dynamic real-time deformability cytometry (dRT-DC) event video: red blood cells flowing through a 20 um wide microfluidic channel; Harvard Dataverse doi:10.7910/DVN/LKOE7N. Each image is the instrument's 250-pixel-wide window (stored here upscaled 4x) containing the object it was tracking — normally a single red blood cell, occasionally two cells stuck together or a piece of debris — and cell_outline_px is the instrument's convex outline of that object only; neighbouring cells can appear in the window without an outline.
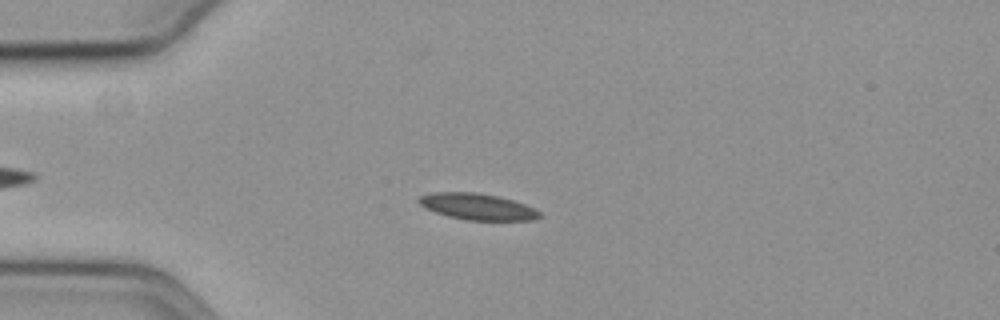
{"species": "common noctule bat (a hibernating species)", "species_latin": "Nyctalus noctula", "temperature_condition": "cold", "stored_images_in_passage": 54, "camera_frame_rate_fps": 3000, "um_per_image_px": 0.085, "animal": {"sex": "female", "body_mass_g": 19.3, "forearm_length_mm": 54.1}, "frame": {"image": 1, "passage_image": 11, "time_ms": 3.333, "image_size_px": [1000, 320], "cell_outline_px": [[540, 216], [532, 220], [468, 220], [448, 216], [424, 208], [416, 200], [420, 196], [432, 192], [476, 192], [496, 196], [512, 200], [524, 204], [540, 212]], "centroid_in_image_um": [40.52, 17.56], "position_along_channel_um": 44.5, "area_um2": 18.32}}
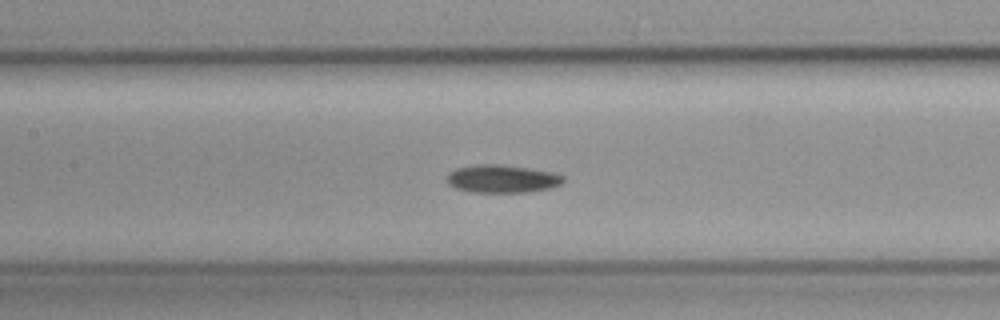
{"frame": {"image": 2, "passage_image": 23, "time_ms": 7.333, "image_size_px": [1000, 320], "cell_outline_px": [[564, 180], [560, 184], [552, 188], [528, 192], [468, 192], [456, 188], [448, 184], [448, 172], [456, 168], [480, 164], [500, 164], [528, 168], [552, 172], [564, 176]], "centroid_in_image_um": [42.68, 15.2], "position_along_channel_um": 164.7, "area_um2": 18.96}}
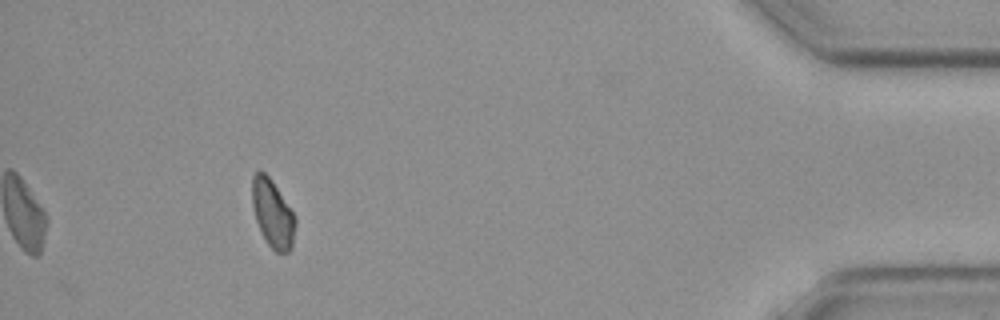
{"frame": {"image": 3, "passage_image": 49, "time_ms": 16.0, "image_size_px": [1000, 320], "cell_outline_px": [[296, 224], [292, 248], [288, 252], [276, 252], [268, 244], [256, 220], [252, 204], [252, 176], [256, 172], [264, 172], [268, 176], [296, 216]], "centroid_in_image_um": [23.19, 18.17], "position_along_channel_um": 412.0, "area_um2": 16.82}}